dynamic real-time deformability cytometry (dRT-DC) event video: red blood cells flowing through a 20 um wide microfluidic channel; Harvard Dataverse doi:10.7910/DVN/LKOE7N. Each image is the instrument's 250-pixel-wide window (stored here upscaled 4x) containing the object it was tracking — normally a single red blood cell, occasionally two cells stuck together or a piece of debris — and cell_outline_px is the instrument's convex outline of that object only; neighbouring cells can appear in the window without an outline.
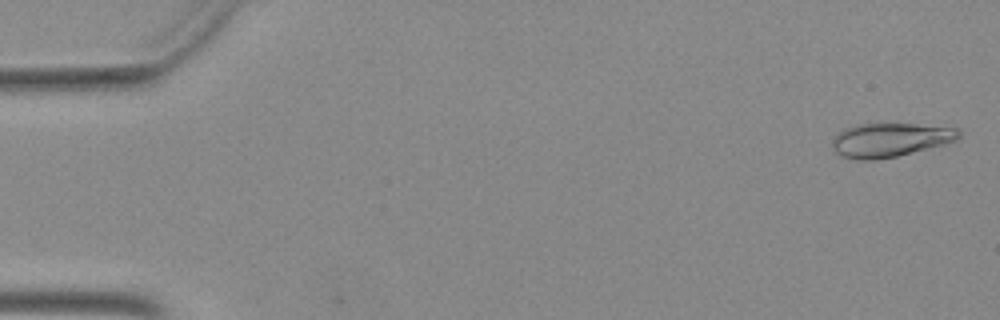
{"species": "Egyptian fruit bat (a non-hibernating species)", "species_latin": "Rousettus aegyptiacus", "temperature_condition": "warm", "stored_images_in_passage": 5, "camera_frame_rate_fps": 3000, "um_per_image_px": 0.085, "animal": {"sex": "female"}, "frame": {"image": 1, "passage_image": 2, "time_ms": 0.333, "image_size_px": [1000, 320], "cell_outline_px": [[960, 136], [956, 140], [944, 144], [896, 156], [876, 160], [856, 160], [844, 156], [836, 152], [832, 144], [832, 140], [836, 132], [844, 128], [856, 124], [880, 120], [956, 128], [960, 132]], "centroid_in_image_um": [75.6, 11.83], "position_along_channel_um": 9.4, "area_um2": 25.78}}